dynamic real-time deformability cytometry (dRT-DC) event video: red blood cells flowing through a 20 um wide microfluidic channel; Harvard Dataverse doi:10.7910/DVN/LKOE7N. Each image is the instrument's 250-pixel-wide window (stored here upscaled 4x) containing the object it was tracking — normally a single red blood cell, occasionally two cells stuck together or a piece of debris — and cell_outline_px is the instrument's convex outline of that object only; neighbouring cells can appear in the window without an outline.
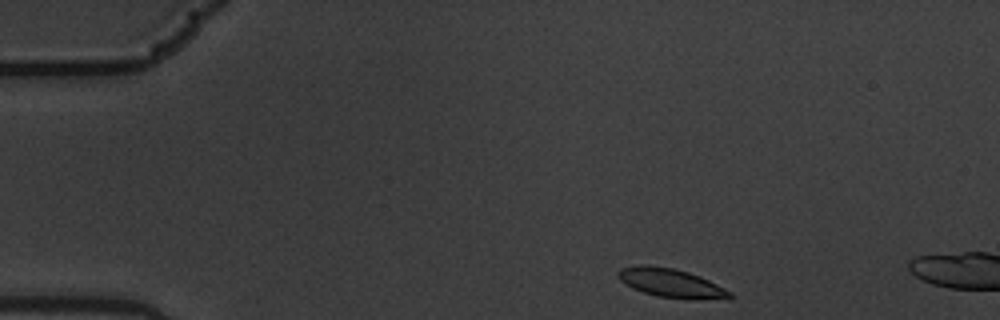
{"species": "common noctule bat (a hibernating species)", "species_latin": "Nyctalus noctula", "temperature_condition": "warm", "stored_images_in_passage": 2, "camera_frame_rate_fps": 3000, "um_per_image_px": 0.085, "animal": {"sex": "male", "body_mass_g": 19.5, "forearm_length_mm": 54.6}, "frame": {"image": 1, "passage_image": 1, "time_ms": 0.0, "image_size_px": [1000, 320], "cell_outline_px": [[736, 296], [696, 300], [688, 300], [656, 296], [632, 288], [624, 284], [616, 276], [616, 272], [620, 268], [640, 264], [644, 264], [672, 268], [688, 272], [700, 276], [732, 292]], "centroid_in_image_um": [56.98, 24.05], "position_along_channel_um": 28.0, "area_um2": 18.9}}